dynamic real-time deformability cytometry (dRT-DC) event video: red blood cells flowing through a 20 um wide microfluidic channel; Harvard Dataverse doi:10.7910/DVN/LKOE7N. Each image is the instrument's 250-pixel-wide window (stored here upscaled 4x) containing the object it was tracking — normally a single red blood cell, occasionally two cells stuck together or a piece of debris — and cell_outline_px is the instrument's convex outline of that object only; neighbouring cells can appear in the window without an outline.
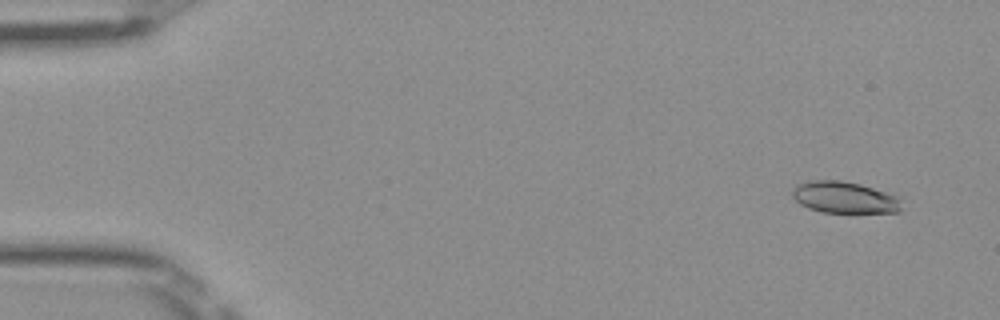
{"species": "Egyptian fruit bat (a non-hibernating species)", "species_latin": "Rousettus aegyptiacus", "temperature_condition": "room temperature", "stored_images_in_passage": 51, "camera_frame_rate_fps": 3000, "um_per_image_px": 0.085, "frame": {"image": 1, "passage_image": 4, "time_ms": 1.0, "image_size_px": [1000, 320], "cell_outline_px": [[900, 212], [820, 212], [808, 208], [800, 204], [792, 196], [792, 192], [796, 184], [808, 180], [840, 180], [860, 184], [900, 196]], "centroid_in_image_um": [71.76, 16.77], "position_along_channel_um": 13.2, "area_um2": 20.17}}
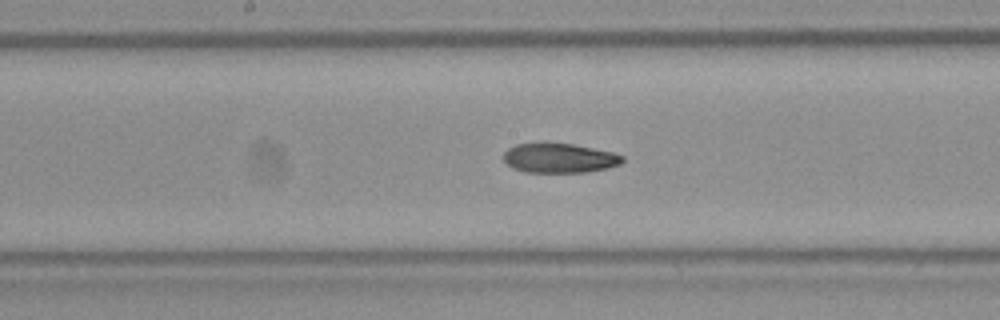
{"frame": {"image": 2, "passage_image": 27, "time_ms": 8.667, "image_size_px": [1000, 320], "cell_outline_px": [[624, 160], [620, 164], [608, 168], [584, 172], [524, 172], [512, 168], [504, 160], [504, 152], [508, 148], [516, 144], [544, 140], [572, 144], [612, 152], [624, 156]], "centroid_in_image_um": [47.5, 13.4], "position_along_channel_um": 200.7, "area_um2": 20.98}}
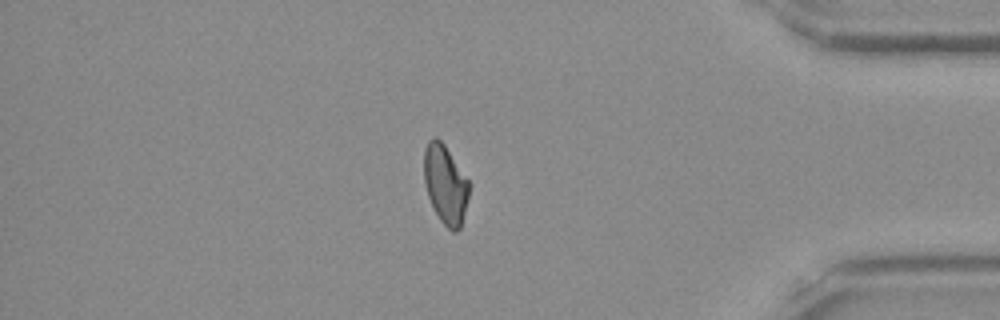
{"frame": {"image": 3, "passage_image": 44, "time_ms": 14.333, "image_size_px": [1000, 320], "cell_outline_px": [[468, 196], [460, 228], [456, 232], [452, 232], [440, 220], [428, 196], [424, 184], [424, 148], [428, 140], [432, 136], [436, 136], [444, 144], [468, 180]], "centroid_in_image_um": [37.82, 15.64], "position_along_channel_um": 397.4, "area_um2": 20.46}, "authors_computed_cell_mechanics": {"area_um2": 21.0392, "velocity_mm_per_s": 4.0348, "shape_relaxation_time_tau1_ms": null, "shape_relaxation_time_tau2_ms": 7.7048, "deformation_change_tau1": null, "deformation_change_tau2": 0.1372}}